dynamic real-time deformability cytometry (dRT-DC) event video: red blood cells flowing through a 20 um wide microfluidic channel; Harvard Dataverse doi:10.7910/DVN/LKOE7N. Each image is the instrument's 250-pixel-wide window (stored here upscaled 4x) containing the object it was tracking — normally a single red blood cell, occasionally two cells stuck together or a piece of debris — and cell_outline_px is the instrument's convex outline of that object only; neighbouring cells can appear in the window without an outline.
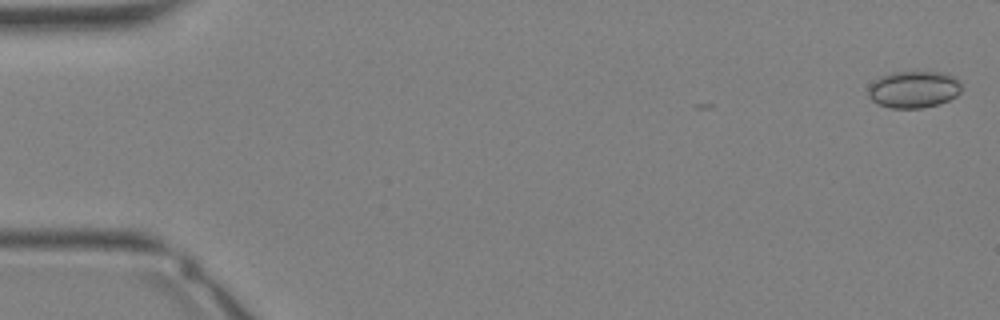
{"species": "Egyptian fruit bat (a non-hibernating species)", "species_latin": "Rousettus aegyptiacus", "temperature_condition": "warm", "stored_images_in_passage": 3, "camera_frame_rate_fps": 3000, "um_per_image_px": 0.085, "animal": {"sex": "female"}, "frame": {"image": 1, "passage_image": 1, "time_ms": 0.0, "image_size_px": [1000, 320], "cell_outline_px": [[960, 92], [956, 96], [948, 100], [924, 108], [888, 108], [872, 100], [868, 96], [868, 84], [880, 76], [892, 72], [940, 72], [952, 76], [960, 80]], "centroid_in_image_um": [77.63, 7.6], "position_along_channel_um": 7.4, "area_um2": 20.11}}